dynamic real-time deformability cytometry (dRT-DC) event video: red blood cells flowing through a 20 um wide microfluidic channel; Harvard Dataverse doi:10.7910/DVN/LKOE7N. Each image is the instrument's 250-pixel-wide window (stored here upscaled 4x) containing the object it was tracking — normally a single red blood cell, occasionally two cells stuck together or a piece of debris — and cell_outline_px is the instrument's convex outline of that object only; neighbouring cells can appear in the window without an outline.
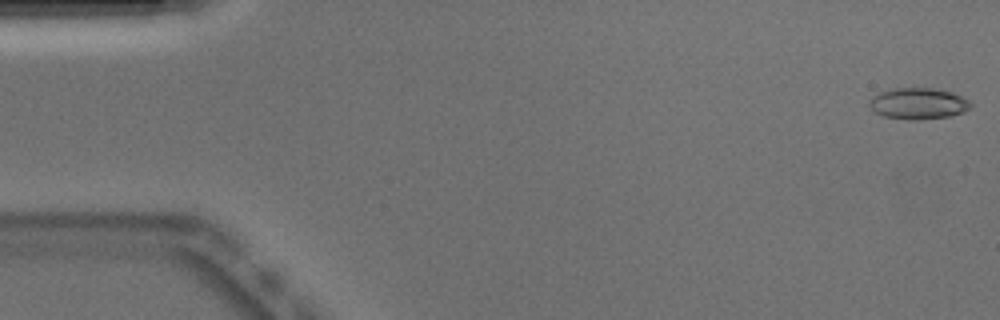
{"species": "Egyptian fruit bat (a non-hibernating species)", "species_latin": "Rousettus aegyptiacus", "temperature_condition": "warm", "stored_images_in_passage": 51, "camera_frame_rate_fps": 3000, "um_per_image_px": 0.085, "animal": {"sex": "male"}, "frame": {"image": 1, "passage_image": 1, "time_ms": 0.0, "image_size_px": [1000, 320], "cell_outline_px": [[972, 104], [964, 112], [948, 116], [916, 120], [912, 120], [884, 116], [876, 112], [868, 104], [880, 92], [892, 88], [932, 88], [952, 92], [968, 100]], "centroid_in_image_um": [78.07, 8.8], "position_along_channel_um": 6.9, "area_um2": 18.09}}
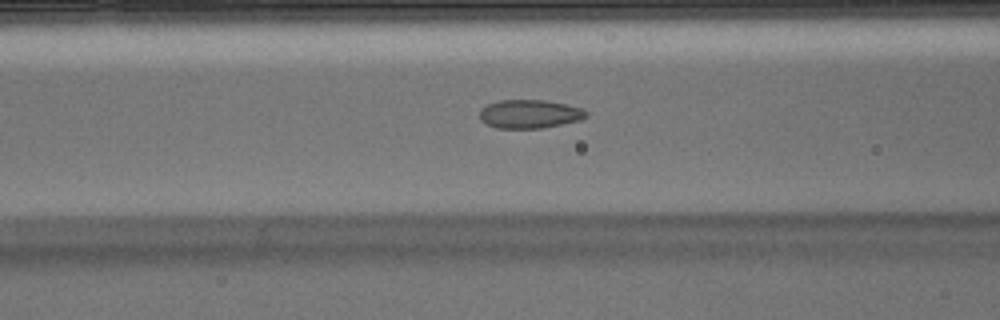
{"frame": {"image": 2, "passage_image": 20, "time_ms": 6.333, "image_size_px": [1000, 320], "cell_outline_px": [[588, 116], [580, 120], [544, 128], [496, 128], [480, 120], [480, 108], [488, 104], [500, 100], [544, 100], [564, 104], [580, 108], [588, 112]], "centroid_in_image_um": [45.01, 9.69], "position_along_channel_um": 121.6, "area_um2": 17.69}}
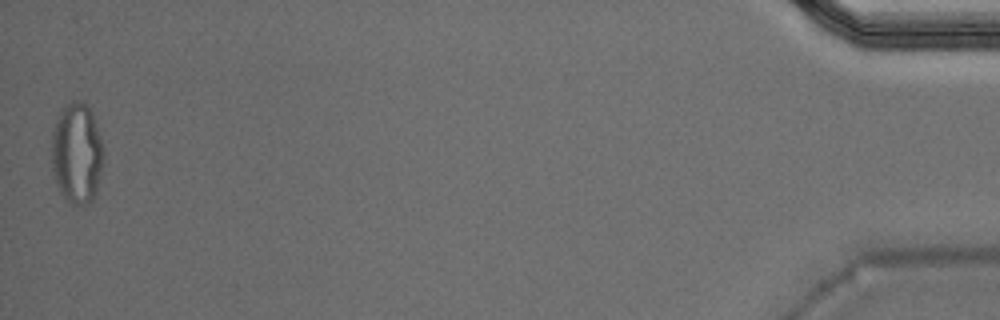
{"frame": {"image": 3, "passage_image": 51, "time_ms": 16.667, "image_size_px": [1000, 320], "cell_outline_px": [[104, 156], [96, 192], [92, 200], [88, 204], [72, 204], [60, 192], [52, 168], [52, 132], [56, 116], [60, 108], [64, 104], [72, 100], [80, 100], [92, 112], [104, 148]], "centroid_in_image_um": [6.53, 12.98], "position_along_channel_um": 428.7, "area_um2": 30.69}, "authors_computed_cell_mechanics": {"area_um2": 18.3226, "velocity_mm_per_s": 3.9086, "shape_relaxation_time_tau1_ms": null, "shape_relaxation_time_tau2_ms": 1.2009, "deformation_change_tau1": null, "deformation_change_tau2": 0.0553}}